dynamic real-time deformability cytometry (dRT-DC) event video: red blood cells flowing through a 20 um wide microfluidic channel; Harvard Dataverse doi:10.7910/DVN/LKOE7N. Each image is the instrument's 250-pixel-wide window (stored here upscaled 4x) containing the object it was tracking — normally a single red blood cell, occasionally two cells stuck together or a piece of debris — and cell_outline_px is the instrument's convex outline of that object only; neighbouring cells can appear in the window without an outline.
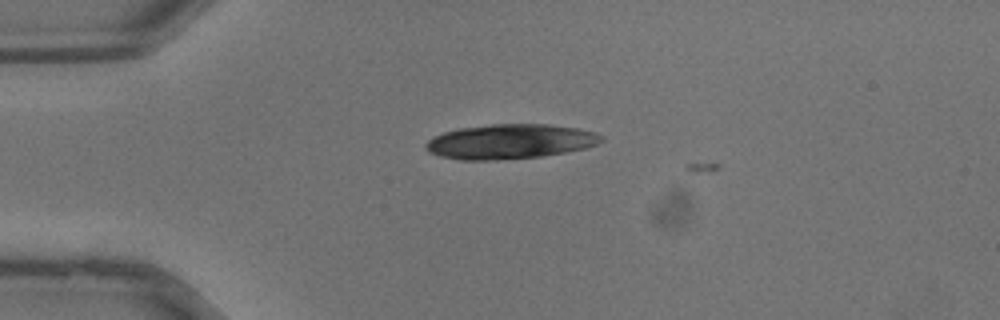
{"species": "common noctule bat (a hibernating species)", "species_latin": "Nyctalus noctula", "temperature_condition": "warm", "stored_images_in_passage": 5, "camera_frame_rate_fps": 3000, "um_per_image_px": 0.085, "animal": {"sex": "male", "body_mass_g": 13.3}, "frame": {"image": 1, "passage_image": 4, "time_ms": 1.0, "image_size_px": [1000, 320], "cell_outline_px": [[604, 140], [596, 144], [584, 148], [564, 152], [540, 156], [488, 160], [460, 160], [440, 156], [432, 152], [424, 144], [428, 140], [444, 132], [460, 128], [492, 124], [548, 124], [576, 128], [592, 132], [604, 136]], "centroid_in_image_um": [43.36, 12.02], "position_along_channel_um": 41.6, "area_um2": 34.97}}